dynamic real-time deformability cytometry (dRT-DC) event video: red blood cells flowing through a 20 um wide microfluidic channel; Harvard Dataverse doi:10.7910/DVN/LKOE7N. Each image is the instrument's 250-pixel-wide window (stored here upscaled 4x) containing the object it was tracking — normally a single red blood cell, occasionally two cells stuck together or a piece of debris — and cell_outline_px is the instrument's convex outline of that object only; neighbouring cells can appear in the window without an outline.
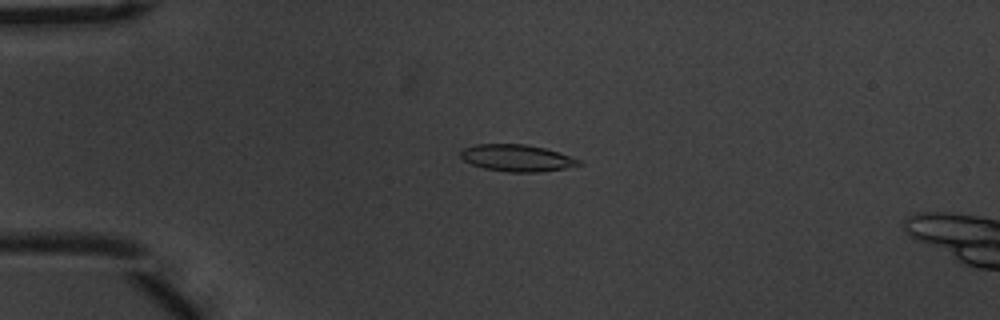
{"species": "common noctule bat (a hibernating species)", "species_latin": "Nyctalus noctula", "temperature_condition": "warm", "stored_images_in_passage": 55, "camera_frame_rate_fps": 3000, "um_per_image_px": 0.085, "animal": {"sex": "male", "body_mass_g": 20.1, "forearm_length_mm": 53.5}, "frame": {"image": 1, "passage_image": 14, "time_ms": 4.333, "image_size_px": [1000, 320], "cell_outline_px": [[584, 164], [564, 168], [536, 172], [508, 172], [484, 168], [472, 164], [464, 160], [460, 156], [460, 152], [464, 148], [476, 144], [524, 144], [544, 148], [580, 160]], "centroid_in_image_um": [43.91, 13.43], "position_along_channel_um": 41.1, "area_um2": 18.21}}
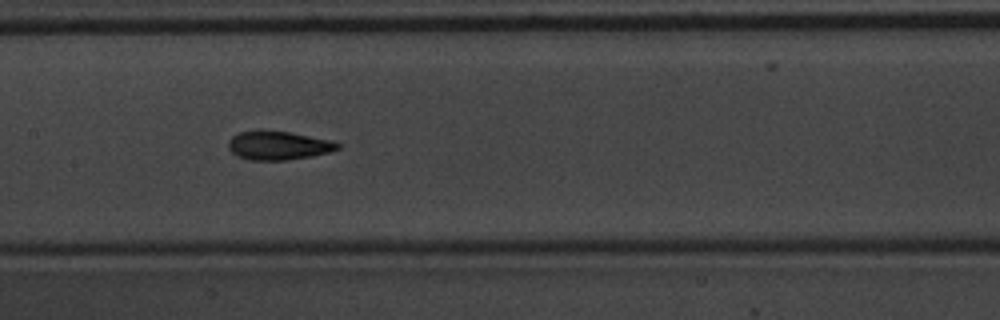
{"frame": {"image": 2, "passage_image": 28, "time_ms": 9.0, "image_size_px": [1000, 320], "cell_outline_px": [[340, 148], [328, 152], [312, 156], [284, 160], [248, 160], [236, 156], [228, 148], [228, 140], [232, 136], [240, 132], [260, 128], [288, 132], [332, 140], [340, 144]], "centroid_in_image_um": [23.61, 12.34], "position_along_channel_um": 183.8, "area_um2": 18.61}}
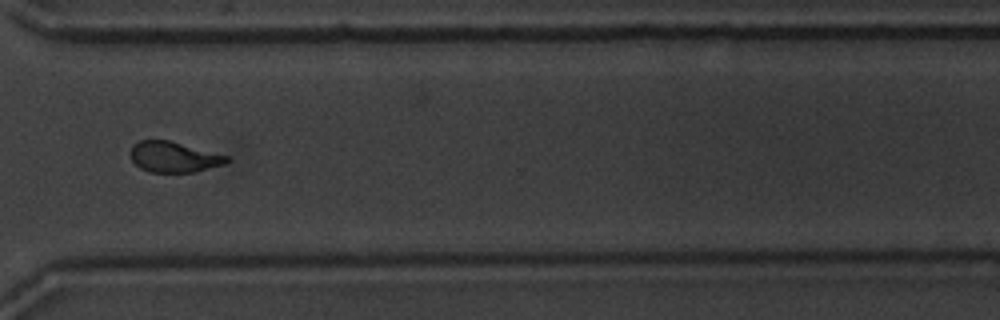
{"frame": {"image": 3, "passage_image": 42, "time_ms": 13.667, "image_size_px": [1000, 320], "cell_outline_px": [[232, 160], [224, 164], [196, 172], [148, 172], [140, 168], [132, 160], [128, 152], [132, 144], [140, 140], [168, 140], [228, 156]], "centroid_in_image_um": [14.74, 13.34], "position_along_channel_um": 355.9, "area_um2": 17.28}, "authors_computed_cell_mechanics": {"area_um2": 18.0336, "velocity_mm_per_s": 3.7001, "shape_relaxation_time_tau1_ms": 3.0049, "shape_relaxation_time_tau2_ms": 2.2422, "deformation_change_tau1": 0.1538, "deformation_change_tau2": 0.0847}}